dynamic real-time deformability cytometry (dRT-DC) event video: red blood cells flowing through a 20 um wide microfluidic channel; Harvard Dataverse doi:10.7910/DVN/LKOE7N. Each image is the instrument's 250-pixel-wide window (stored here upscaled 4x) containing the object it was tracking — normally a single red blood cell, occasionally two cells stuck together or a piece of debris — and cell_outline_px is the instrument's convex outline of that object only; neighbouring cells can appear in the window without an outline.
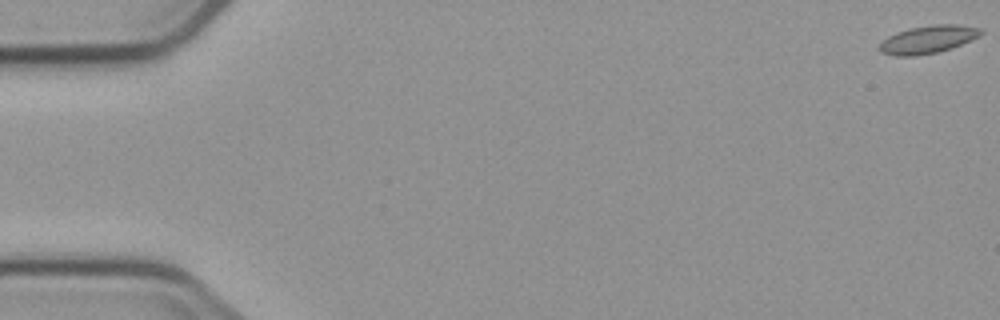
{"species": "common noctule bat (a hibernating species)", "species_latin": "Nyctalus noctula", "temperature_condition": "cold", "stored_images_in_passage": 6, "segment_of_instrument_passage": [2, 2], "camera_frame_rate_fps": 3000, "um_per_image_px": 0.085, "animal": {"sex": "male", "body_mass_g": 23.1, "forearm_length_mm": 52.7}, "frame": {"image": 1, "passage_image": 6, "time_ms": 6.667, "image_size_px": [1000, 320], "cell_outline_px": [[984, 32], [980, 36], [952, 48], [936, 52], [916, 56], [896, 56], [880, 52], [876, 48], [888, 36], [896, 32], [908, 28], [932, 24], [960, 24], [984, 28]], "centroid_in_image_um": [78.9, 3.34], "position_along_channel_um": 6.1, "area_um2": 16.76}}